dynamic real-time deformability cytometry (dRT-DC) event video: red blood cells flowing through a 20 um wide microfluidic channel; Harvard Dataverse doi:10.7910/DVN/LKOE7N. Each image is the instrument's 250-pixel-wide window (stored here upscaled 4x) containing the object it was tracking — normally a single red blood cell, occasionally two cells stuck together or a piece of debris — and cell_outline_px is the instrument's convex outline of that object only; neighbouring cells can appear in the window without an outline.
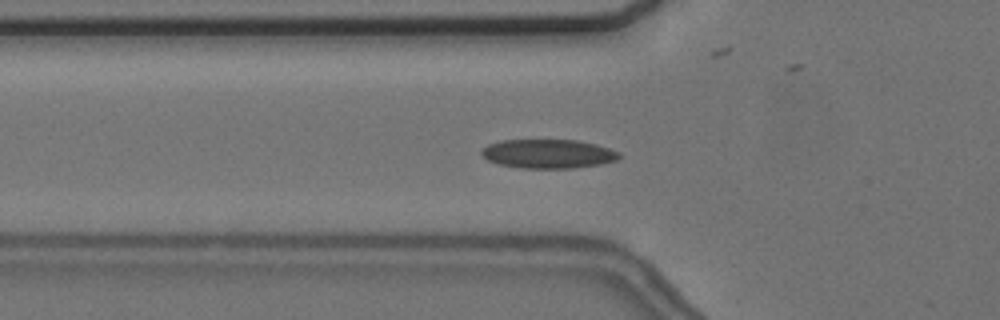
{"species": "common noctule bat (a hibernating species)", "species_latin": "Nyctalus noctula", "temperature_condition": "cold", "stored_images_in_passage": 54, "camera_frame_rate_fps": 3000, "um_per_image_px": 0.085, "animal": {"sex": "female", "body_mass_g": 24.6, "forearm_length_mm": 56.2}, "frame": {"image": 1, "passage_image": 16, "time_ms": 5.0, "image_size_px": [1000, 320], "cell_outline_px": [[620, 156], [616, 160], [600, 164], [572, 168], [520, 168], [500, 164], [488, 160], [480, 152], [488, 144], [500, 140], [576, 140], [596, 144], [620, 152]], "centroid_in_image_um": [46.59, 13.07], "position_along_channel_um": 79.2, "area_um2": 23.12}, "authors_computed_cell_mechanics": {"area_um2": 22.542, "velocity_mm_per_s": 3.6491, "shape_relaxation_time_tau1_ms": 7.576, "shape_relaxation_time_tau2_ms": 3.7415, "deformation_change_tau1": 0.1255, "deformation_change_tau2": 0.0914}}